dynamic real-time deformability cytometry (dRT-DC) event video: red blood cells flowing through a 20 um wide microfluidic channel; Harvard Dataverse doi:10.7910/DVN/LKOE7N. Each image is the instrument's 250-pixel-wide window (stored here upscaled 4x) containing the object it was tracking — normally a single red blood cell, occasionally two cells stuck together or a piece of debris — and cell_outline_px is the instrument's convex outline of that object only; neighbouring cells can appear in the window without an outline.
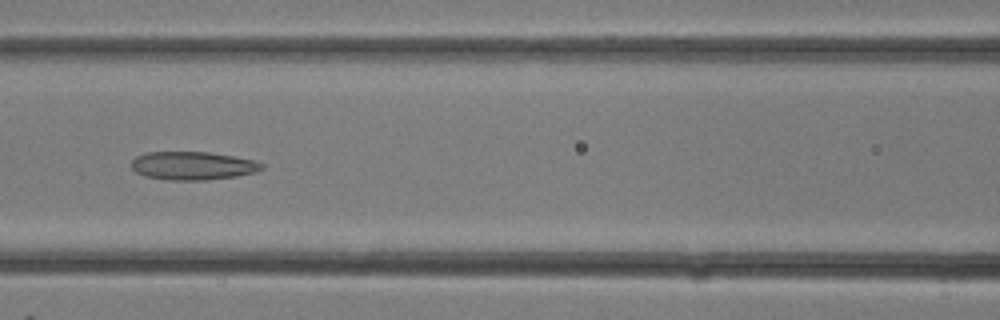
{"species": "common noctule bat (a hibernating species)", "species_latin": "Nyctalus noctula", "temperature_condition": "room temperature", "stored_images_in_passage": 20, "camera_frame_rate_fps": 3000, "um_per_image_px": 0.085, "animal": {"sex": "female"}, "frame": {"image": 1, "passage_image": 12, "time_ms": 3.667, "image_size_px": [1000, 320], "cell_outline_px": [[264, 168], [256, 172], [236, 176], [208, 180], [168, 180], [144, 176], [136, 172], [132, 168], [132, 160], [136, 156], [148, 152], [208, 152], [256, 160], [264, 164]], "centroid_in_image_um": [16.4, 14.09], "position_along_channel_um": 150.2, "area_um2": 21.56}}
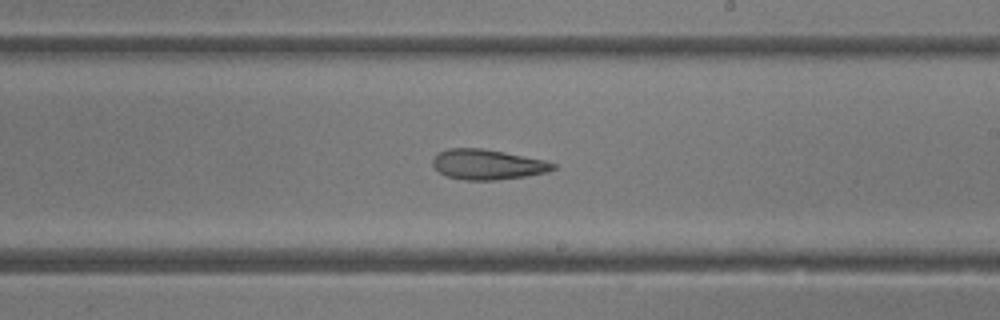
{"frame": {"image": 2, "passage_image": 16, "time_ms": 5.0, "image_size_px": [1000, 320], "cell_outline_px": [[556, 168], [548, 172], [524, 176], [496, 180], [464, 180], [448, 176], [440, 172], [432, 164], [432, 160], [440, 152], [448, 148], [484, 148], [544, 160], [556, 164]], "centroid_in_image_um": [41.45, 13.98], "position_along_channel_um": 247.5, "area_um2": 20.98}}
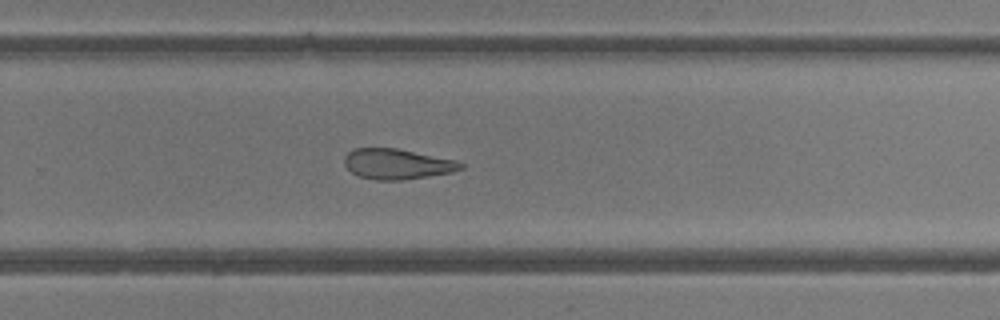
{"frame": {"image": 3, "passage_image": 18, "time_ms": 5.667, "image_size_px": [1000, 320], "cell_outline_px": [[464, 168], [452, 172], [404, 180], [376, 180], [360, 176], [352, 172], [344, 164], [344, 156], [352, 148], [396, 148], [456, 160], [464, 164]], "centroid_in_image_um": [33.75, 13.94], "position_along_channel_um": 296.0, "area_um2": 20.58}}